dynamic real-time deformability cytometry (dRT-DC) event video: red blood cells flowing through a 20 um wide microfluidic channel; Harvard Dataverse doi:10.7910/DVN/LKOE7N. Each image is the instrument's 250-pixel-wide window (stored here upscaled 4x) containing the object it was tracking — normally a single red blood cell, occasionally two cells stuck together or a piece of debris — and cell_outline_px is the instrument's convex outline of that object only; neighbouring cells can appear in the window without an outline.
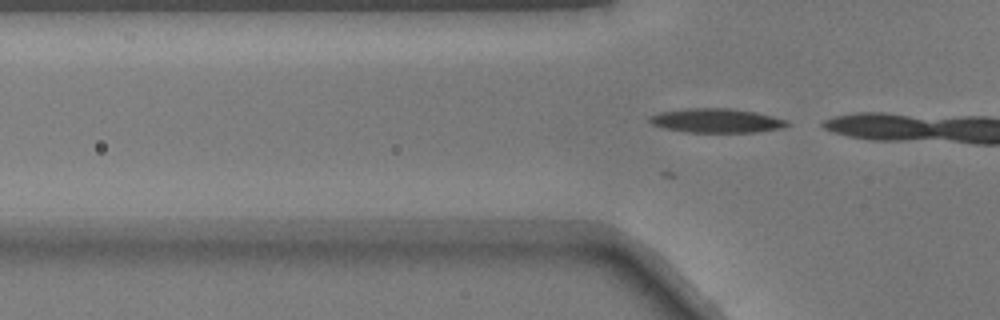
{"species": "common noctule bat (a hibernating species)", "species_latin": "Nyctalus noctula", "temperature_condition": "warm", "stored_images_in_passage": 7, "camera_frame_rate_fps": 3000, "um_per_image_px": 0.085, "animal": {"sex": "male", "body_mass_g": 17.9}, "frame": {"image": 1, "passage_image": 5, "time_ms": 1.333, "image_size_px": [1000, 320], "cell_outline_px": [[792, 124], [784, 128], [756, 132], [684, 132], [664, 128], [652, 124], [648, 120], [648, 116], [660, 112], [684, 108], [728, 108], [756, 112], [788, 120]], "centroid_in_image_um": [60.91, 10.25], "position_along_channel_um": 64.9, "area_um2": 19.59}}